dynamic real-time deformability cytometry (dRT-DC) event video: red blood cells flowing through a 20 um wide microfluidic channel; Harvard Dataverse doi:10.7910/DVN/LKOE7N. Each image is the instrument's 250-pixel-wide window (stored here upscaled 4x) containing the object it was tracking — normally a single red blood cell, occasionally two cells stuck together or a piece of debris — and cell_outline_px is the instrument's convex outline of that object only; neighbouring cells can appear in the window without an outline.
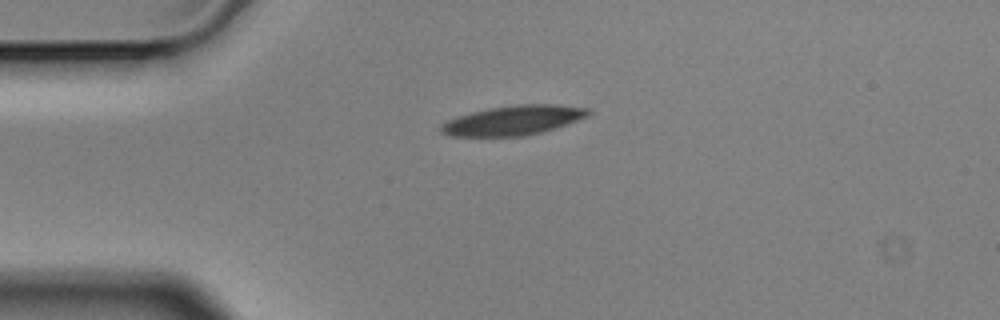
{"species": "Egyptian fruit bat (a non-hibernating species)", "species_latin": "Rousettus aegyptiacus", "temperature_condition": "cold", "stored_images_in_passage": 8, "camera_frame_rate_fps": 3000, "um_per_image_px": 0.085, "animal": {"sex": "male"}, "frame": {"image": 1, "passage_image": 1, "time_ms": 0.0, "image_size_px": [1000, 320], "cell_outline_px": [[592, 112], [588, 116], [540, 132], [524, 136], [448, 136], [440, 132], [440, 124], [456, 116], [488, 108], [516, 104], [556, 104], [588, 108]], "centroid_in_image_um": [43.57, 10.22], "position_along_channel_um": 41.4, "area_um2": 25.26}}
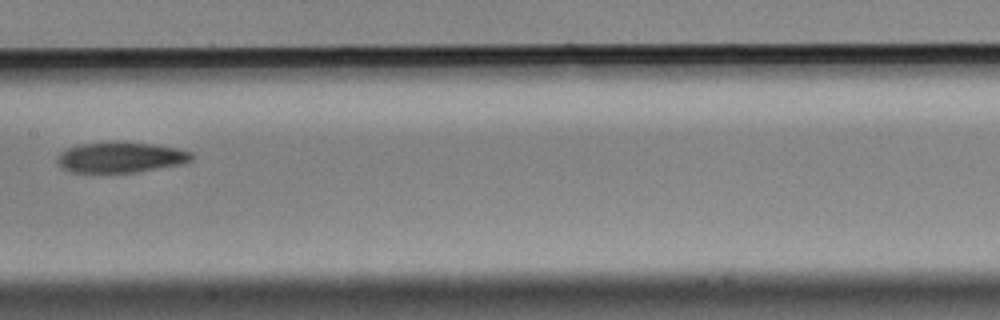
{"frame": {"image": 2, "passage_image": 5, "time_ms": 1.333, "image_size_px": [1000, 320], "cell_outline_px": [[196, 156], [192, 160], [180, 164], [136, 172], [100, 176], [72, 172], [60, 168], [56, 164], [56, 160], [60, 152], [68, 148], [80, 144], [112, 140], [120, 140], [156, 144], [176, 148], [192, 152]], "centroid_in_image_um": [10.18, 13.39], "position_along_channel_um": 197.2, "area_um2": 25.43}}
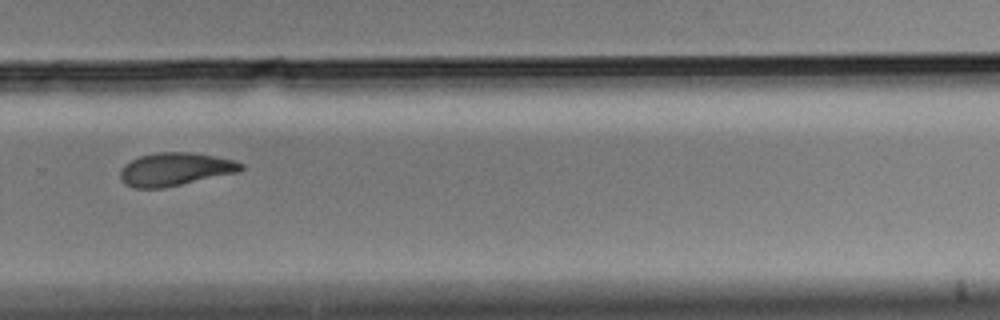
{"frame": {"image": 3, "passage_image": 8, "time_ms": 2.333, "image_size_px": [1000, 320], "cell_outline_px": [[244, 168], [240, 172], [164, 188], [132, 188], [124, 184], [120, 180], [120, 168], [124, 164], [140, 156], [156, 152], [188, 152], [212, 156], [232, 160], [244, 164]], "centroid_in_image_um": [14.85, 14.4], "position_along_channel_um": 314.9, "area_um2": 23.41}}